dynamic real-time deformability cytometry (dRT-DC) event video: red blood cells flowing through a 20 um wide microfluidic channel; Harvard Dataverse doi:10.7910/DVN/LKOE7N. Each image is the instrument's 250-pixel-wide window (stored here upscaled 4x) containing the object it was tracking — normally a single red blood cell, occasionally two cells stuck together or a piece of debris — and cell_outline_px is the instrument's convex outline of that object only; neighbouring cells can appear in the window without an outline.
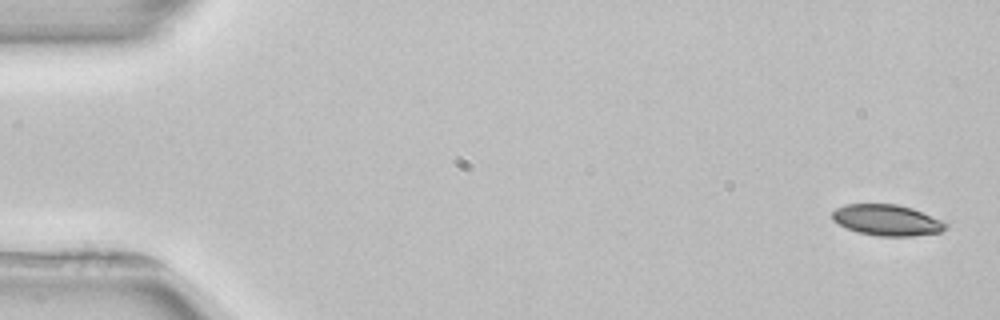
{"species": "common noctule bat (a hibernating species)", "species_latin": "Nyctalus noctula", "temperature_condition": "room temperature", "stored_images_in_passage": 5, "camera_frame_rate_fps": 3000, "um_per_image_px": 0.085, "animal": {"sex": "female", "body_mass_g": 22.7, "forearm_length_mm": 54.2}, "frame": {"image": 1, "passage_image": 1, "time_ms": 0.0, "image_size_px": [1000, 320], "cell_outline_px": [[948, 228], [940, 232], [912, 236], [876, 236], [856, 232], [832, 220], [832, 212], [836, 208], [848, 204], [896, 204], [912, 208], [940, 220], [948, 224]], "centroid_in_image_um": [75.38, 18.72], "position_along_channel_um": 9.6, "area_um2": 20.4}}
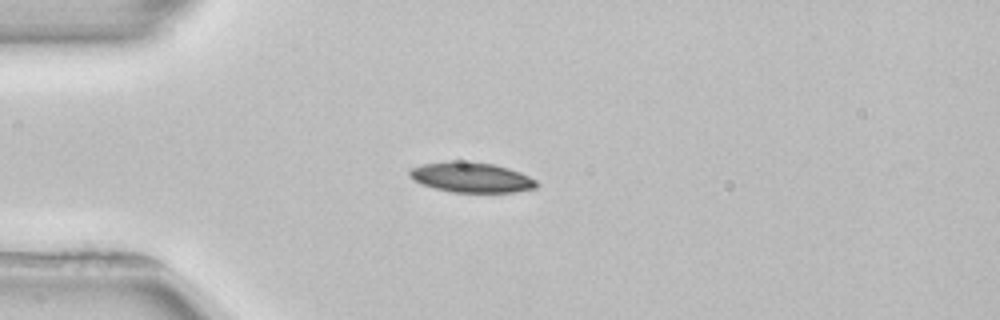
{"frame": {"image": 2, "passage_image": 4, "time_ms": 4.0, "image_size_px": [1000, 320], "cell_outline_px": [[540, 184], [536, 188], [516, 192], [452, 192], [436, 188], [424, 184], [408, 176], [408, 172], [412, 168], [424, 164], [492, 164], [508, 168], [520, 172], [536, 180]], "centroid_in_image_um": [40.17, 15.13], "position_along_channel_um": 44.8, "area_um2": 21.1}}
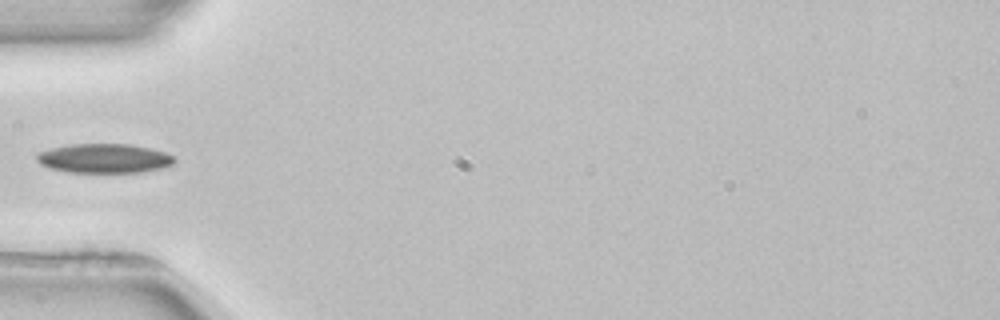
{"frame": {"image": 3, "passage_image": 5, "time_ms": 5.333, "image_size_px": [1000, 320], "cell_outline_px": [[176, 160], [172, 164], [160, 168], [140, 172], [68, 172], [48, 168], [40, 164], [36, 160], [36, 156], [40, 152], [52, 148], [72, 144], [128, 144], [148, 148], [164, 152], [172, 156]], "centroid_in_image_um": [8.82, 13.46], "position_along_channel_um": 76.2, "area_um2": 23.24}}